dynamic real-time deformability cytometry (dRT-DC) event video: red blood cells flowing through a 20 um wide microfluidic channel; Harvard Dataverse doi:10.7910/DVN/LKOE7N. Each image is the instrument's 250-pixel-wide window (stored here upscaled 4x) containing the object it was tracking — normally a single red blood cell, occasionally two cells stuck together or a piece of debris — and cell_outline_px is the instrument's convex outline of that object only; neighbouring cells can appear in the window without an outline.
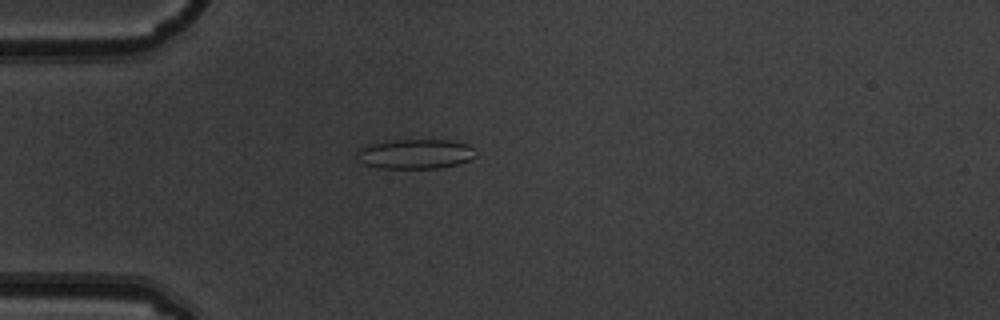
{"species": "common noctule bat (a hibernating species)", "species_latin": "Nyctalus noctula", "temperature_condition": "warm", "stored_images_in_passage": 3, "camera_frame_rate_fps": 3000, "um_per_image_px": 0.085, "animal": {"sex": "male", "body_mass_g": 19.5, "forearm_length_mm": 54.6}, "frame": {"image": 1, "passage_image": 2, "time_ms": 0.333, "image_size_px": [1000, 320], "cell_outline_px": [[476, 156], [468, 160], [456, 164], [440, 168], [380, 168], [364, 164], [356, 160], [356, 152], [360, 148], [368, 144], [384, 140], [452, 140], [468, 144], [472, 148]], "centroid_in_image_um": [35.24, 13.08], "position_along_channel_um": 49.8, "area_um2": 20.75}}